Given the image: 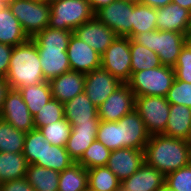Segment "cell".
<instances>
[{
    "mask_svg": "<svg viewBox=\"0 0 191 191\" xmlns=\"http://www.w3.org/2000/svg\"><path fill=\"white\" fill-rule=\"evenodd\" d=\"M144 160L166 176L190 163L189 143L163 134L151 135L144 148Z\"/></svg>",
    "mask_w": 191,
    "mask_h": 191,
    "instance_id": "2",
    "label": "cell"
},
{
    "mask_svg": "<svg viewBox=\"0 0 191 191\" xmlns=\"http://www.w3.org/2000/svg\"><path fill=\"white\" fill-rule=\"evenodd\" d=\"M6 79L11 89L47 81L42 73L39 52L32 38L13 47Z\"/></svg>",
    "mask_w": 191,
    "mask_h": 191,
    "instance_id": "3",
    "label": "cell"
},
{
    "mask_svg": "<svg viewBox=\"0 0 191 191\" xmlns=\"http://www.w3.org/2000/svg\"><path fill=\"white\" fill-rule=\"evenodd\" d=\"M96 18L117 36L132 38L133 4L115 0L95 13Z\"/></svg>",
    "mask_w": 191,
    "mask_h": 191,
    "instance_id": "10",
    "label": "cell"
},
{
    "mask_svg": "<svg viewBox=\"0 0 191 191\" xmlns=\"http://www.w3.org/2000/svg\"><path fill=\"white\" fill-rule=\"evenodd\" d=\"M163 135L188 141L191 137V108L170 104L168 122Z\"/></svg>",
    "mask_w": 191,
    "mask_h": 191,
    "instance_id": "23",
    "label": "cell"
},
{
    "mask_svg": "<svg viewBox=\"0 0 191 191\" xmlns=\"http://www.w3.org/2000/svg\"><path fill=\"white\" fill-rule=\"evenodd\" d=\"M51 14L49 26L58 30L74 31L95 16L87 0L49 1Z\"/></svg>",
    "mask_w": 191,
    "mask_h": 191,
    "instance_id": "6",
    "label": "cell"
},
{
    "mask_svg": "<svg viewBox=\"0 0 191 191\" xmlns=\"http://www.w3.org/2000/svg\"><path fill=\"white\" fill-rule=\"evenodd\" d=\"M4 1H6L7 3H10L12 0H4Z\"/></svg>",
    "mask_w": 191,
    "mask_h": 191,
    "instance_id": "54",
    "label": "cell"
},
{
    "mask_svg": "<svg viewBox=\"0 0 191 191\" xmlns=\"http://www.w3.org/2000/svg\"><path fill=\"white\" fill-rule=\"evenodd\" d=\"M28 38L10 7L0 11V43L14 47Z\"/></svg>",
    "mask_w": 191,
    "mask_h": 191,
    "instance_id": "24",
    "label": "cell"
},
{
    "mask_svg": "<svg viewBox=\"0 0 191 191\" xmlns=\"http://www.w3.org/2000/svg\"><path fill=\"white\" fill-rule=\"evenodd\" d=\"M9 7V3L4 0H0V11H3Z\"/></svg>",
    "mask_w": 191,
    "mask_h": 191,
    "instance_id": "48",
    "label": "cell"
},
{
    "mask_svg": "<svg viewBox=\"0 0 191 191\" xmlns=\"http://www.w3.org/2000/svg\"><path fill=\"white\" fill-rule=\"evenodd\" d=\"M115 0H87L90 4L94 13H96L102 7L109 5L110 3L114 2Z\"/></svg>",
    "mask_w": 191,
    "mask_h": 191,
    "instance_id": "45",
    "label": "cell"
},
{
    "mask_svg": "<svg viewBox=\"0 0 191 191\" xmlns=\"http://www.w3.org/2000/svg\"><path fill=\"white\" fill-rule=\"evenodd\" d=\"M134 109L145 123L150 135L163 134L165 132L170 111V103L166 100V97H135Z\"/></svg>",
    "mask_w": 191,
    "mask_h": 191,
    "instance_id": "8",
    "label": "cell"
},
{
    "mask_svg": "<svg viewBox=\"0 0 191 191\" xmlns=\"http://www.w3.org/2000/svg\"><path fill=\"white\" fill-rule=\"evenodd\" d=\"M144 151L123 148L111 151L106 166L117 176L120 182L130 177L144 164Z\"/></svg>",
    "mask_w": 191,
    "mask_h": 191,
    "instance_id": "17",
    "label": "cell"
},
{
    "mask_svg": "<svg viewBox=\"0 0 191 191\" xmlns=\"http://www.w3.org/2000/svg\"><path fill=\"white\" fill-rule=\"evenodd\" d=\"M165 186V176L156 168L144 164L123 180L120 191H159Z\"/></svg>",
    "mask_w": 191,
    "mask_h": 191,
    "instance_id": "20",
    "label": "cell"
},
{
    "mask_svg": "<svg viewBox=\"0 0 191 191\" xmlns=\"http://www.w3.org/2000/svg\"><path fill=\"white\" fill-rule=\"evenodd\" d=\"M165 186L172 191H191V164L167 174Z\"/></svg>",
    "mask_w": 191,
    "mask_h": 191,
    "instance_id": "39",
    "label": "cell"
},
{
    "mask_svg": "<svg viewBox=\"0 0 191 191\" xmlns=\"http://www.w3.org/2000/svg\"><path fill=\"white\" fill-rule=\"evenodd\" d=\"M190 13L173 2L157 8V30L180 32L190 37Z\"/></svg>",
    "mask_w": 191,
    "mask_h": 191,
    "instance_id": "18",
    "label": "cell"
},
{
    "mask_svg": "<svg viewBox=\"0 0 191 191\" xmlns=\"http://www.w3.org/2000/svg\"><path fill=\"white\" fill-rule=\"evenodd\" d=\"M110 154L111 150L95 139L77 162L87 170L106 166Z\"/></svg>",
    "mask_w": 191,
    "mask_h": 191,
    "instance_id": "34",
    "label": "cell"
},
{
    "mask_svg": "<svg viewBox=\"0 0 191 191\" xmlns=\"http://www.w3.org/2000/svg\"><path fill=\"white\" fill-rule=\"evenodd\" d=\"M120 1L130 3V4H133V5L140 3V0H120Z\"/></svg>",
    "mask_w": 191,
    "mask_h": 191,
    "instance_id": "49",
    "label": "cell"
},
{
    "mask_svg": "<svg viewBox=\"0 0 191 191\" xmlns=\"http://www.w3.org/2000/svg\"><path fill=\"white\" fill-rule=\"evenodd\" d=\"M10 90L11 87L6 77H0V112L2 110L5 98Z\"/></svg>",
    "mask_w": 191,
    "mask_h": 191,
    "instance_id": "44",
    "label": "cell"
},
{
    "mask_svg": "<svg viewBox=\"0 0 191 191\" xmlns=\"http://www.w3.org/2000/svg\"><path fill=\"white\" fill-rule=\"evenodd\" d=\"M96 139L111 151L121 149L120 121L107 122L100 120Z\"/></svg>",
    "mask_w": 191,
    "mask_h": 191,
    "instance_id": "38",
    "label": "cell"
},
{
    "mask_svg": "<svg viewBox=\"0 0 191 191\" xmlns=\"http://www.w3.org/2000/svg\"><path fill=\"white\" fill-rule=\"evenodd\" d=\"M17 90L21 93L23 101L33 116L52 99L51 88L48 81L21 87Z\"/></svg>",
    "mask_w": 191,
    "mask_h": 191,
    "instance_id": "27",
    "label": "cell"
},
{
    "mask_svg": "<svg viewBox=\"0 0 191 191\" xmlns=\"http://www.w3.org/2000/svg\"><path fill=\"white\" fill-rule=\"evenodd\" d=\"M73 34L102 55L117 37L116 33L101 23L96 16L77 27Z\"/></svg>",
    "mask_w": 191,
    "mask_h": 191,
    "instance_id": "14",
    "label": "cell"
},
{
    "mask_svg": "<svg viewBox=\"0 0 191 191\" xmlns=\"http://www.w3.org/2000/svg\"><path fill=\"white\" fill-rule=\"evenodd\" d=\"M51 145L65 147L72 129L71 124L65 119L58 120L47 126L38 128Z\"/></svg>",
    "mask_w": 191,
    "mask_h": 191,
    "instance_id": "35",
    "label": "cell"
},
{
    "mask_svg": "<svg viewBox=\"0 0 191 191\" xmlns=\"http://www.w3.org/2000/svg\"><path fill=\"white\" fill-rule=\"evenodd\" d=\"M189 143V157H190V164H191V137L188 140Z\"/></svg>",
    "mask_w": 191,
    "mask_h": 191,
    "instance_id": "50",
    "label": "cell"
},
{
    "mask_svg": "<svg viewBox=\"0 0 191 191\" xmlns=\"http://www.w3.org/2000/svg\"><path fill=\"white\" fill-rule=\"evenodd\" d=\"M97 107L83 92L64 103V117L70 123H91L100 120Z\"/></svg>",
    "mask_w": 191,
    "mask_h": 191,
    "instance_id": "22",
    "label": "cell"
},
{
    "mask_svg": "<svg viewBox=\"0 0 191 191\" xmlns=\"http://www.w3.org/2000/svg\"><path fill=\"white\" fill-rule=\"evenodd\" d=\"M135 107V96L127 83L121 84L110 96L97 107L101 121L117 122Z\"/></svg>",
    "mask_w": 191,
    "mask_h": 191,
    "instance_id": "11",
    "label": "cell"
},
{
    "mask_svg": "<svg viewBox=\"0 0 191 191\" xmlns=\"http://www.w3.org/2000/svg\"><path fill=\"white\" fill-rule=\"evenodd\" d=\"M157 8L144 4L133 5L132 37L137 33L157 30Z\"/></svg>",
    "mask_w": 191,
    "mask_h": 191,
    "instance_id": "33",
    "label": "cell"
},
{
    "mask_svg": "<svg viewBox=\"0 0 191 191\" xmlns=\"http://www.w3.org/2000/svg\"><path fill=\"white\" fill-rule=\"evenodd\" d=\"M175 79L191 83V41L189 40L181 50L173 67Z\"/></svg>",
    "mask_w": 191,
    "mask_h": 191,
    "instance_id": "41",
    "label": "cell"
},
{
    "mask_svg": "<svg viewBox=\"0 0 191 191\" xmlns=\"http://www.w3.org/2000/svg\"><path fill=\"white\" fill-rule=\"evenodd\" d=\"M172 0H140V4L148 5L152 8H159L170 4Z\"/></svg>",
    "mask_w": 191,
    "mask_h": 191,
    "instance_id": "46",
    "label": "cell"
},
{
    "mask_svg": "<svg viewBox=\"0 0 191 191\" xmlns=\"http://www.w3.org/2000/svg\"><path fill=\"white\" fill-rule=\"evenodd\" d=\"M71 71L84 74L101 67V55L73 33L67 47Z\"/></svg>",
    "mask_w": 191,
    "mask_h": 191,
    "instance_id": "15",
    "label": "cell"
},
{
    "mask_svg": "<svg viewBox=\"0 0 191 191\" xmlns=\"http://www.w3.org/2000/svg\"><path fill=\"white\" fill-rule=\"evenodd\" d=\"M33 118L36 129L62 120L64 118V103L52 98L35 114V116H33Z\"/></svg>",
    "mask_w": 191,
    "mask_h": 191,
    "instance_id": "37",
    "label": "cell"
},
{
    "mask_svg": "<svg viewBox=\"0 0 191 191\" xmlns=\"http://www.w3.org/2000/svg\"><path fill=\"white\" fill-rule=\"evenodd\" d=\"M166 100L170 104L191 108V83L175 79L166 95Z\"/></svg>",
    "mask_w": 191,
    "mask_h": 191,
    "instance_id": "40",
    "label": "cell"
},
{
    "mask_svg": "<svg viewBox=\"0 0 191 191\" xmlns=\"http://www.w3.org/2000/svg\"><path fill=\"white\" fill-rule=\"evenodd\" d=\"M131 74L161 66L160 58L154 51L130 39Z\"/></svg>",
    "mask_w": 191,
    "mask_h": 191,
    "instance_id": "31",
    "label": "cell"
},
{
    "mask_svg": "<svg viewBox=\"0 0 191 191\" xmlns=\"http://www.w3.org/2000/svg\"><path fill=\"white\" fill-rule=\"evenodd\" d=\"M88 190V171L74 162L59 174L58 191Z\"/></svg>",
    "mask_w": 191,
    "mask_h": 191,
    "instance_id": "29",
    "label": "cell"
},
{
    "mask_svg": "<svg viewBox=\"0 0 191 191\" xmlns=\"http://www.w3.org/2000/svg\"><path fill=\"white\" fill-rule=\"evenodd\" d=\"M9 7L29 38H33L49 26L51 14L49 1L12 0Z\"/></svg>",
    "mask_w": 191,
    "mask_h": 191,
    "instance_id": "7",
    "label": "cell"
},
{
    "mask_svg": "<svg viewBox=\"0 0 191 191\" xmlns=\"http://www.w3.org/2000/svg\"><path fill=\"white\" fill-rule=\"evenodd\" d=\"M74 162L65 147L51 145L45 140L43 141L42 161H37L35 165L61 173Z\"/></svg>",
    "mask_w": 191,
    "mask_h": 191,
    "instance_id": "28",
    "label": "cell"
},
{
    "mask_svg": "<svg viewBox=\"0 0 191 191\" xmlns=\"http://www.w3.org/2000/svg\"><path fill=\"white\" fill-rule=\"evenodd\" d=\"M190 34H191V13H190Z\"/></svg>",
    "mask_w": 191,
    "mask_h": 191,
    "instance_id": "53",
    "label": "cell"
},
{
    "mask_svg": "<svg viewBox=\"0 0 191 191\" xmlns=\"http://www.w3.org/2000/svg\"><path fill=\"white\" fill-rule=\"evenodd\" d=\"M73 31L45 28L32 39L39 52L44 78L50 79L71 71L67 47Z\"/></svg>",
    "mask_w": 191,
    "mask_h": 191,
    "instance_id": "1",
    "label": "cell"
},
{
    "mask_svg": "<svg viewBox=\"0 0 191 191\" xmlns=\"http://www.w3.org/2000/svg\"><path fill=\"white\" fill-rule=\"evenodd\" d=\"M119 121L121 149L134 148L144 151L151 135L148 133L145 123L138 112L133 109Z\"/></svg>",
    "mask_w": 191,
    "mask_h": 191,
    "instance_id": "16",
    "label": "cell"
},
{
    "mask_svg": "<svg viewBox=\"0 0 191 191\" xmlns=\"http://www.w3.org/2000/svg\"><path fill=\"white\" fill-rule=\"evenodd\" d=\"M12 52V46L0 43V77H6L8 74Z\"/></svg>",
    "mask_w": 191,
    "mask_h": 191,
    "instance_id": "43",
    "label": "cell"
},
{
    "mask_svg": "<svg viewBox=\"0 0 191 191\" xmlns=\"http://www.w3.org/2000/svg\"><path fill=\"white\" fill-rule=\"evenodd\" d=\"M100 120H91V123H72V129L65 149L69 156L77 162L85 150L97 138V131Z\"/></svg>",
    "mask_w": 191,
    "mask_h": 191,
    "instance_id": "19",
    "label": "cell"
},
{
    "mask_svg": "<svg viewBox=\"0 0 191 191\" xmlns=\"http://www.w3.org/2000/svg\"><path fill=\"white\" fill-rule=\"evenodd\" d=\"M26 133L0 118V152L21 153Z\"/></svg>",
    "mask_w": 191,
    "mask_h": 191,
    "instance_id": "32",
    "label": "cell"
},
{
    "mask_svg": "<svg viewBox=\"0 0 191 191\" xmlns=\"http://www.w3.org/2000/svg\"><path fill=\"white\" fill-rule=\"evenodd\" d=\"M175 80L173 67L161 65L131 74L127 82L135 97L161 96L166 97Z\"/></svg>",
    "mask_w": 191,
    "mask_h": 191,
    "instance_id": "5",
    "label": "cell"
},
{
    "mask_svg": "<svg viewBox=\"0 0 191 191\" xmlns=\"http://www.w3.org/2000/svg\"><path fill=\"white\" fill-rule=\"evenodd\" d=\"M135 43L143 45L158 54L164 66L174 67L189 37L174 31H147L137 33L131 38Z\"/></svg>",
    "mask_w": 191,
    "mask_h": 191,
    "instance_id": "4",
    "label": "cell"
},
{
    "mask_svg": "<svg viewBox=\"0 0 191 191\" xmlns=\"http://www.w3.org/2000/svg\"><path fill=\"white\" fill-rule=\"evenodd\" d=\"M0 118L25 133L35 129L33 115L17 89H11L8 92L0 112Z\"/></svg>",
    "mask_w": 191,
    "mask_h": 191,
    "instance_id": "12",
    "label": "cell"
},
{
    "mask_svg": "<svg viewBox=\"0 0 191 191\" xmlns=\"http://www.w3.org/2000/svg\"><path fill=\"white\" fill-rule=\"evenodd\" d=\"M52 98L61 103L73 99L84 92L85 74L77 71H69L49 81Z\"/></svg>",
    "mask_w": 191,
    "mask_h": 191,
    "instance_id": "21",
    "label": "cell"
},
{
    "mask_svg": "<svg viewBox=\"0 0 191 191\" xmlns=\"http://www.w3.org/2000/svg\"><path fill=\"white\" fill-rule=\"evenodd\" d=\"M101 67L122 83L131 78L130 38L117 36L101 55Z\"/></svg>",
    "mask_w": 191,
    "mask_h": 191,
    "instance_id": "9",
    "label": "cell"
},
{
    "mask_svg": "<svg viewBox=\"0 0 191 191\" xmlns=\"http://www.w3.org/2000/svg\"><path fill=\"white\" fill-rule=\"evenodd\" d=\"M0 191H35L34 188L27 182V179H14L0 183Z\"/></svg>",
    "mask_w": 191,
    "mask_h": 191,
    "instance_id": "42",
    "label": "cell"
},
{
    "mask_svg": "<svg viewBox=\"0 0 191 191\" xmlns=\"http://www.w3.org/2000/svg\"><path fill=\"white\" fill-rule=\"evenodd\" d=\"M27 168L28 162L23 152H0V183L24 178Z\"/></svg>",
    "mask_w": 191,
    "mask_h": 191,
    "instance_id": "25",
    "label": "cell"
},
{
    "mask_svg": "<svg viewBox=\"0 0 191 191\" xmlns=\"http://www.w3.org/2000/svg\"><path fill=\"white\" fill-rule=\"evenodd\" d=\"M59 174L55 170L31 164L25 178L35 191H58Z\"/></svg>",
    "mask_w": 191,
    "mask_h": 191,
    "instance_id": "26",
    "label": "cell"
},
{
    "mask_svg": "<svg viewBox=\"0 0 191 191\" xmlns=\"http://www.w3.org/2000/svg\"><path fill=\"white\" fill-rule=\"evenodd\" d=\"M29 1H34V2H46V1H49V0H29Z\"/></svg>",
    "mask_w": 191,
    "mask_h": 191,
    "instance_id": "52",
    "label": "cell"
},
{
    "mask_svg": "<svg viewBox=\"0 0 191 191\" xmlns=\"http://www.w3.org/2000/svg\"><path fill=\"white\" fill-rule=\"evenodd\" d=\"M159 191H172V190H170L169 188H167L166 186H164L161 190H159Z\"/></svg>",
    "mask_w": 191,
    "mask_h": 191,
    "instance_id": "51",
    "label": "cell"
},
{
    "mask_svg": "<svg viewBox=\"0 0 191 191\" xmlns=\"http://www.w3.org/2000/svg\"><path fill=\"white\" fill-rule=\"evenodd\" d=\"M173 3H177L179 6L186 8L191 12V0H172Z\"/></svg>",
    "mask_w": 191,
    "mask_h": 191,
    "instance_id": "47",
    "label": "cell"
},
{
    "mask_svg": "<svg viewBox=\"0 0 191 191\" xmlns=\"http://www.w3.org/2000/svg\"><path fill=\"white\" fill-rule=\"evenodd\" d=\"M121 84L119 79L100 67L85 74L84 93L99 107Z\"/></svg>",
    "mask_w": 191,
    "mask_h": 191,
    "instance_id": "13",
    "label": "cell"
},
{
    "mask_svg": "<svg viewBox=\"0 0 191 191\" xmlns=\"http://www.w3.org/2000/svg\"><path fill=\"white\" fill-rule=\"evenodd\" d=\"M45 137L39 129L26 132L24 140L23 155L26 157L28 165L42 161L43 141Z\"/></svg>",
    "mask_w": 191,
    "mask_h": 191,
    "instance_id": "36",
    "label": "cell"
},
{
    "mask_svg": "<svg viewBox=\"0 0 191 191\" xmlns=\"http://www.w3.org/2000/svg\"><path fill=\"white\" fill-rule=\"evenodd\" d=\"M88 189L93 191H120L121 182L107 167L88 169Z\"/></svg>",
    "mask_w": 191,
    "mask_h": 191,
    "instance_id": "30",
    "label": "cell"
}]
</instances>
